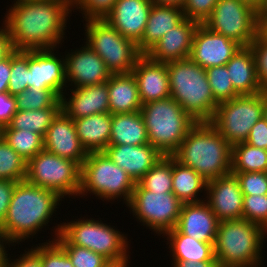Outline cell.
Returning a JSON list of instances; mask_svg holds the SVG:
<instances>
[{
    "label": "cell",
    "mask_w": 267,
    "mask_h": 267,
    "mask_svg": "<svg viewBox=\"0 0 267 267\" xmlns=\"http://www.w3.org/2000/svg\"><path fill=\"white\" fill-rule=\"evenodd\" d=\"M17 182L0 180V226L3 224Z\"/></svg>",
    "instance_id": "obj_50"
},
{
    "label": "cell",
    "mask_w": 267,
    "mask_h": 267,
    "mask_svg": "<svg viewBox=\"0 0 267 267\" xmlns=\"http://www.w3.org/2000/svg\"><path fill=\"white\" fill-rule=\"evenodd\" d=\"M84 40L106 64L112 74L129 73L143 55L136 43L121 35L105 19L81 20L84 23Z\"/></svg>",
    "instance_id": "obj_9"
},
{
    "label": "cell",
    "mask_w": 267,
    "mask_h": 267,
    "mask_svg": "<svg viewBox=\"0 0 267 267\" xmlns=\"http://www.w3.org/2000/svg\"><path fill=\"white\" fill-rule=\"evenodd\" d=\"M10 72L11 53L4 59L0 60V93L8 92Z\"/></svg>",
    "instance_id": "obj_51"
},
{
    "label": "cell",
    "mask_w": 267,
    "mask_h": 267,
    "mask_svg": "<svg viewBox=\"0 0 267 267\" xmlns=\"http://www.w3.org/2000/svg\"><path fill=\"white\" fill-rule=\"evenodd\" d=\"M135 185L132 178L103 151L89 152L81 166V187L78 197L84 199L94 195L106 204L123 201L122 204L127 205Z\"/></svg>",
    "instance_id": "obj_7"
},
{
    "label": "cell",
    "mask_w": 267,
    "mask_h": 267,
    "mask_svg": "<svg viewBox=\"0 0 267 267\" xmlns=\"http://www.w3.org/2000/svg\"><path fill=\"white\" fill-rule=\"evenodd\" d=\"M67 253L74 267H110L112 264L102 255L73 244H59Z\"/></svg>",
    "instance_id": "obj_41"
},
{
    "label": "cell",
    "mask_w": 267,
    "mask_h": 267,
    "mask_svg": "<svg viewBox=\"0 0 267 267\" xmlns=\"http://www.w3.org/2000/svg\"><path fill=\"white\" fill-rule=\"evenodd\" d=\"M61 109L73 120L110 113L108 81L81 88H67L61 96Z\"/></svg>",
    "instance_id": "obj_19"
},
{
    "label": "cell",
    "mask_w": 267,
    "mask_h": 267,
    "mask_svg": "<svg viewBox=\"0 0 267 267\" xmlns=\"http://www.w3.org/2000/svg\"><path fill=\"white\" fill-rule=\"evenodd\" d=\"M80 46L63 52L67 88H81L107 82L112 73L103 59L85 42Z\"/></svg>",
    "instance_id": "obj_15"
},
{
    "label": "cell",
    "mask_w": 267,
    "mask_h": 267,
    "mask_svg": "<svg viewBox=\"0 0 267 267\" xmlns=\"http://www.w3.org/2000/svg\"><path fill=\"white\" fill-rule=\"evenodd\" d=\"M206 189L207 181L199 173L173 157L172 192L182 203L205 200Z\"/></svg>",
    "instance_id": "obj_31"
},
{
    "label": "cell",
    "mask_w": 267,
    "mask_h": 267,
    "mask_svg": "<svg viewBox=\"0 0 267 267\" xmlns=\"http://www.w3.org/2000/svg\"><path fill=\"white\" fill-rule=\"evenodd\" d=\"M267 232L246 219L219 221L214 255L219 267H249L265 263ZM264 261V262H263Z\"/></svg>",
    "instance_id": "obj_6"
},
{
    "label": "cell",
    "mask_w": 267,
    "mask_h": 267,
    "mask_svg": "<svg viewBox=\"0 0 267 267\" xmlns=\"http://www.w3.org/2000/svg\"><path fill=\"white\" fill-rule=\"evenodd\" d=\"M267 121V89L264 90V116Z\"/></svg>",
    "instance_id": "obj_58"
},
{
    "label": "cell",
    "mask_w": 267,
    "mask_h": 267,
    "mask_svg": "<svg viewBox=\"0 0 267 267\" xmlns=\"http://www.w3.org/2000/svg\"><path fill=\"white\" fill-rule=\"evenodd\" d=\"M242 46L224 35L199 24L194 32L190 59L207 69L226 65Z\"/></svg>",
    "instance_id": "obj_16"
},
{
    "label": "cell",
    "mask_w": 267,
    "mask_h": 267,
    "mask_svg": "<svg viewBox=\"0 0 267 267\" xmlns=\"http://www.w3.org/2000/svg\"><path fill=\"white\" fill-rule=\"evenodd\" d=\"M198 25L197 21L184 18L176 27L164 34L146 55L151 60L162 63L189 58L193 35Z\"/></svg>",
    "instance_id": "obj_23"
},
{
    "label": "cell",
    "mask_w": 267,
    "mask_h": 267,
    "mask_svg": "<svg viewBox=\"0 0 267 267\" xmlns=\"http://www.w3.org/2000/svg\"><path fill=\"white\" fill-rule=\"evenodd\" d=\"M148 143V133L140 111L112 115L109 145L137 146Z\"/></svg>",
    "instance_id": "obj_30"
},
{
    "label": "cell",
    "mask_w": 267,
    "mask_h": 267,
    "mask_svg": "<svg viewBox=\"0 0 267 267\" xmlns=\"http://www.w3.org/2000/svg\"><path fill=\"white\" fill-rule=\"evenodd\" d=\"M10 253L8 254L5 267H42L40 256L31 247L30 249L29 247L26 248L20 255H10Z\"/></svg>",
    "instance_id": "obj_47"
},
{
    "label": "cell",
    "mask_w": 267,
    "mask_h": 267,
    "mask_svg": "<svg viewBox=\"0 0 267 267\" xmlns=\"http://www.w3.org/2000/svg\"><path fill=\"white\" fill-rule=\"evenodd\" d=\"M183 203L171 193L143 189L136 183L130 202L125 206L134 219L151 233L161 237L176 227ZM156 233V234H155Z\"/></svg>",
    "instance_id": "obj_12"
},
{
    "label": "cell",
    "mask_w": 267,
    "mask_h": 267,
    "mask_svg": "<svg viewBox=\"0 0 267 267\" xmlns=\"http://www.w3.org/2000/svg\"><path fill=\"white\" fill-rule=\"evenodd\" d=\"M219 220L205 200L183 203L176 229L205 243H215Z\"/></svg>",
    "instance_id": "obj_24"
},
{
    "label": "cell",
    "mask_w": 267,
    "mask_h": 267,
    "mask_svg": "<svg viewBox=\"0 0 267 267\" xmlns=\"http://www.w3.org/2000/svg\"><path fill=\"white\" fill-rule=\"evenodd\" d=\"M253 52L256 67V76L263 90L267 89V43L257 36L249 46Z\"/></svg>",
    "instance_id": "obj_46"
},
{
    "label": "cell",
    "mask_w": 267,
    "mask_h": 267,
    "mask_svg": "<svg viewBox=\"0 0 267 267\" xmlns=\"http://www.w3.org/2000/svg\"><path fill=\"white\" fill-rule=\"evenodd\" d=\"M153 0H117L104 18L121 35L138 44L144 35Z\"/></svg>",
    "instance_id": "obj_20"
},
{
    "label": "cell",
    "mask_w": 267,
    "mask_h": 267,
    "mask_svg": "<svg viewBox=\"0 0 267 267\" xmlns=\"http://www.w3.org/2000/svg\"><path fill=\"white\" fill-rule=\"evenodd\" d=\"M249 267H264V264H262V265H253V266H249Z\"/></svg>",
    "instance_id": "obj_61"
},
{
    "label": "cell",
    "mask_w": 267,
    "mask_h": 267,
    "mask_svg": "<svg viewBox=\"0 0 267 267\" xmlns=\"http://www.w3.org/2000/svg\"><path fill=\"white\" fill-rule=\"evenodd\" d=\"M234 89L240 95H254L264 91L256 76L255 59L249 46L241 47L226 63Z\"/></svg>",
    "instance_id": "obj_28"
},
{
    "label": "cell",
    "mask_w": 267,
    "mask_h": 267,
    "mask_svg": "<svg viewBox=\"0 0 267 267\" xmlns=\"http://www.w3.org/2000/svg\"><path fill=\"white\" fill-rule=\"evenodd\" d=\"M236 176L243 195H266L267 172L232 173Z\"/></svg>",
    "instance_id": "obj_44"
},
{
    "label": "cell",
    "mask_w": 267,
    "mask_h": 267,
    "mask_svg": "<svg viewBox=\"0 0 267 267\" xmlns=\"http://www.w3.org/2000/svg\"><path fill=\"white\" fill-rule=\"evenodd\" d=\"M162 238L167 242L168 251L172 260L217 261L214 255V244L195 240L193 237L182 234L176 228L167 231Z\"/></svg>",
    "instance_id": "obj_29"
},
{
    "label": "cell",
    "mask_w": 267,
    "mask_h": 267,
    "mask_svg": "<svg viewBox=\"0 0 267 267\" xmlns=\"http://www.w3.org/2000/svg\"><path fill=\"white\" fill-rule=\"evenodd\" d=\"M267 172V150L241 142L231 146V173Z\"/></svg>",
    "instance_id": "obj_32"
},
{
    "label": "cell",
    "mask_w": 267,
    "mask_h": 267,
    "mask_svg": "<svg viewBox=\"0 0 267 267\" xmlns=\"http://www.w3.org/2000/svg\"><path fill=\"white\" fill-rule=\"evenodd\" d=\"M11 3L2 20L8 28L13 49L63 47L73 14L71 0H13Z\"/></svg>",
    "instance_id": "obj_1"
},
{
    "label": "cell",
    "mask_w": 267,
    "mask_h": 267,
    "mask_svg": "<svg viewBox=\"0 0 267 267\" xmlns=\"http://www.w3.org/2000/svg\"><path fill=\"white\" fill-rule=\"evenodd\" d=\"M10 245L13 247V244L8 240L5 233L0 229V267H5L6 265L9 248L11 247Z\"/></svg>",
    "instance_id": "obj_54"
},
{
    "label": "cell",
    "mask_w": 267,
    "mask_h": 267,
    "mask_svg": "<svg viewBox=\"0 0 267 267\" xmlns=\"http://www.w3.org/2000/svg\"><path fill=\"white\" fill-rule=\"evenodd\" d=\"M130 264H112L110 267H130Z\"/></svg>",
    "instance_id": "obj_60"
},
{
    "label": "cell",
    "mask_w": 267,
    "mask_h": 267,
    "mask_svg": "<svg viewBox=\"0 0 267 267\" xmlns=\"http://www.w3.org/2000/svg\"><path fill=\"white\" fill-rule=\"evenodd\" d=\"M11 75L9 78L8 93L12 96L22 93L28 89L29 68L28 51L11 52Z\"/></svg>",
    "instance_id": "obj_39"
},
{
    "label": "cell",
    "mask_w": 267,
    "mask_h": 267,
    "mask_svg": "<svg viewBox=\"0 0 267 267\" xmlns=\"http://www.w3.org/2000/svg\"><path fill=\"white\" fill-rule=\"evenodd\" d=\"M264 116V91L219 103L210 124L231 145L246 142L252 126Z\"/></svg>",
    "instance_id": "obj_11"
},
{
    "label": "cell",
    "mask_w": 267,
    "mask_h": 267,
    "mask_svg": "<svg viewBox=\"0 0 267 267\" xmlns=\"http://www.w3.org/2000/svg\"><path fill=\"white\" fill-rule=\"evenodd\" d=\"M203 25L242 47L250 46L256 37V7L244 0H218Z\"/></svg>",
    "instance_id": "obj_13"
},
{
    "label": "cell",
    "mask_w": 267,
    "mask_h": 267,
    "mask_svg": "<svg viewBox=\"0 0 267 267\" xmlns=\"http://www.w3.org/2000/svg\"><path fill=\"white\" fill-rule=\"evenodd\" d=\"M13 50L8 28L3 22L0 26V60L7 57Z\"/></svg>",
    "instance_id": "obj_52"
},
{
    "label": "cell",
    "mask_w": 267,
    "mask_h": 267,
    "mask_svg": "<svg viewBox=\"0 0 267 267\" xmlns=\"http://www.w3.org/2000/svg\"><path fill=\"white\" fill-rule=\"evenodd\" d=\"M244 195L232 173L207 182L205 201L219 221L241 219Z\"/></svg>",
    "instance_id": "obj_18"
},
{
    "label": "cell",
    "mask_w": 267,
    "mask_h": 267,
    "mask_svg": "<svg viewBox=\"0 0 267 267\" xmlns=\"http://www.w3.org/2000/svg\"><path fill=\"white\" fill-rule=\"evenodd\" d=\"M184 18L182 8L153 3L144 35L137 44L138 50L146 54L164 34L176 27Z\"/></svg>",
    "instance_id": "obj_25"
},
{
    "label": "cell",
    "mask_w": 267,
    "mask_h": 267,
    "mask_svg": "<svg viewBox=\"0 0 267 267\" xmlns=\"http://www.w3.org/2000/svg\"><path fill=\"white\" fill-rule=\"evenodd\" d=\"M82 146L89 152H101L109 146L112 115L100 113L73 120Z\"/></svg>",
    "instance_id": "obj_27"
},
{
    "label": "cell",
    "mask_w": 267,
    "mask_h": 267,
    "mask_svg": "<svg viewBox=\"0 0 267 267\" xmlns=\"http://www.w3.org/2000/svg\"><path fill=\"white\" fill-rule=\"evenodd\" d=\"M65 201L56 192L33 185L26 180L17 182L12 193L8 212L0 229L15 246L31 241L48 226L54 214ZM59 206V207H58ZM51 221V222H50ZM44 228V229H43ZM43 229V230H42Z\"/></svg>",
    "instance_id": "obj_2"
},
{
    "label": "cell",
    "mask_w": 267,
    "mask_h": 267,
    "mask_svg": "<svg viewBox=\"0 0 267 267\" xmlns=\"http://www.w3.org/2000/svg\"><path fill=\"white\" fill-rule=\"evenodd\" d=\"M59 51V47L28 50V88L51 89L60 97L63 95L67 89L65 57Z\"/></svg>",
    "instance_id": "obj_14"
},
{
    "label": "cell",
    "mask_w": 267,
    "mask_h": 267,
    "mask_svg": "<svg viewBox=\"0 0 267 267\" xmlns=\"http://www.w3.org/2000/svg\"><path fill=\"white\" fill-rule=\"evenodd\" d=\"M31 248L40 256L42 267H74L65 250L55 241L38 242Z\"/></svg>",
    "instance_id": "obj_40"
},
{
    "label": "cell",
    "mask_w": 267,
    "mask_h": 267,
    "mask_svg": "<svg viewBox=\"0 0 267 267\" xmlns=\"http://www.w3.org/2000/svg\"><path fill=\"white\" fill-rule=\"evenodd\" d=\"M242 218L256 223L267 232V194L244 195Z\"/></svg>",
    "instance_id": "obj_43"
},
{
    "label": "cell",
    "mask_w": 267,
    "mask_h": 267,
    "mask_svg": "<svg viewBox=\"0 0 267 267\" xmlns=\"http://www.w3.org/2000/svg\"><path fill=\"white\" fill-rule=\"evenodd\" d=\"M25 180L56 192L63 199L67 200V197L78 199L81 187V166L75 161L43 150L27 162Z\"/></svg>",
    "instance_id": "obj_10"
},
{
    "label": "cell",
    "mask_w": 267,
    "mask_h": 267,
    "mask_svg": "<svg viewBox=\"0 0 267 267\" xmlns=\"http://www.w3.org/2000/svg\"><path fill=\"white\" fill-rule=\"evenodd\" d=\"M17 111L15 96L8 92L0 93V126H7Z\"/></svg>",
    "instance_id": "obj_49"
},
{
    "label": "cell",
    "mask_w": 267,
    "mask_h": 267,
    "mask_svg": "<svg viewBox=\"0 0 267 267\" xmlns=\"http://www.w3.org/2000/svg\"><path fill=\"white\" fill-rule=\"evenodd\" d=\"M108 94L111 115L141 110L138 86L132 72L112 74L108 80Z\"/></svg>",
    "instance_id": "obj_26"
},
{
    "label": "cell",
    "mask_w": 267,
    "mask_h": 267,
    "mask_svg": "<svg viewBox=\"0 0 267 267\" xmlns=\"http://www.w3.org/2000/svg\"><path fill=\"white\" fill-rule=\"evenodd\" d=\"M17 110H38L61 107V97L51 89L28 88L15 96Z\"/></svg>",
    "instance_id": "obj_37"
},
{
    "label": "cell",
    "mask_w": 267,
    "mask_h": 267,
    "mask_svg": "<svg viewBox=\"0 0 267 267\" xmlns=\"http://www.w3.org/2000/svg\"><path fill=\"white\" fill-rule=\"evenodd\" d=\"M206 76L214 99L218 103L229 101L240 94L234 89L226 65L206 69Z\"/></svg>",
    "instance_id": "obj_38"
},
{
    "label": "cell",
    "mask_w": 267,
    "mask_h": 267,
    "mask_svg": "<svg viewBox=\"0 0 267 267\" xmlns=\"http://www.w3.org/2000/svg\"><path fill=\"white\" fill-rule=\"evenodd\" d=\"M246 143L267 150V121L264 117L252 126Z\"/></svg>",
    "instance_id": "obj_48"
},
{
    "label": "cell",
    "mask_w": 267,
    "mask_h": 267,
    "mask_svg": "<svg viewBox=\"0 0 267 267\" xmlns=\"http://www.w3.org/2000/svg\"><path fill=\"white\" fill-rule=\"evenodd\" d=\"M171 97L196 123H210L218 102L214 99L206 69L190 58L167 62Z\"/></svg>",
    "instance_id": "obj_5"
},
{
    "label": "cell",
    "mask_w": 267,
    "mask_h": 267,
    "mask_svg": "<svg viewBox=\"0 0 267 267\" xmlns=\"http://www.w3.org/2000/svg\"><path fill=\"white\" fill-rule=\"evenodd\" d=\"M1 136L27 162L44 150V139L29 130L1 129Z\"/></svg>",
    "instance_id": "obj_34"
},
{
    "label": "cell",
    "mask_w": 267,
    "mask_h": 267,
    "mask_svg": "<svg viewBox=\"0 0 267 267\" xmlns=\"http://www.w3.org/2000/svg\"><path fill=\"white\" fill-rule=\"evenodd\" d=\"M140 112L149 143L163 156H172L196 124L172 97L143 104Z\"/></svg>",
    "instance_id": "obj_8"
},
{
    "label": "cell",
    "mask_w": 267,
    "mask_h": 267,
    "mask_svg": "<svg viewBox=\"0 0 267 267\" xmlns=\"http://www.w3.org/2000/svg\"><path fill=\"white\" fill-rule=\"evenodd\" d=\"M173 156H163L137 183L145 190L172 192Z\"/></svg>",
    "instance_id": "obj_35"
},
{
    "label": "cell",
    "mask_w": 267,
    "mask_h": 267,
    "mask_svg": "<svg viewBox=\"0 0 267 267\" xmlns=\"http://www.w3.org/2000/svg\"><path fill=\"white\" fill-rule=\"evenodd\" d=\"M137 183L163 155L150 143L145 145H109L103 151Z\"/></svg>",
    "instance_id": "obj_22"
},
{
    "label": "cell",
    "mask_w": 267,
    "mask_h": 267,
    "mask_svg": "<svg viewBox=\"0 0 267 267\" xmlns=\"http://www.w3.org/2000/svg\"><path fill=\"white\" fill-rule=\"evenodd\" d=\"M143 104L171 97L167 63L155 62L143 54L131 71Z\"/></svg>",
    "instance_id": "obj_21"
},
{
    "label": "cell",
    "mask_w": 267,
    "mask_h": 267,
    "mask_svg": "<svg viewBox=\"0 0 267 267\" xmlns=\"http://www.w3.org/2000/svg\"><path fill=\"white\" fill-rule=\"evenodd\" d=\"M27 174V161L24 160L4 138L0 137V180L24 181Z\"/></svg>",
    "instance_id": "obj_36"
},
{
    "label": "cell",
    "mask_w": 267,
    "mask_h": 267,
    "mask_svg": "<svg viewBox=\"0 0 267 267\" xmlns=\"http://www.w3.org/2000/svg\"><path fill=\"white\" fill-rule=\"evenodd\" d=\"M257 15H267V0H262L256 8Z\"/></svg>",
    "instance_id": "obj_57"
},
{
    "label": "cell",
    "mask_w": 267,
    "mask_h": 267,
    "mask_svg": "<svg viewBox=\"0 0 267 267\" xmlns=\"http://www.w3.org/2000/svg\"><path fill=\"white\" fill-rule=\"evenodd\" d=\"M186 0H153V3L158 5L176 6L183 8Z\"/></svg>",
    "instance_id": "obj_56"
},
{
    "label": "cell",
    "mask_w": 267,
    "mask_h": 267,
    "mask_svg": "<svg viewBox=\"0 0 267 267\" xmlns=\"http://www.w3.org/2000/svg\"><path fill=\"white\" fill-rule=\"evenodd\" d=\"M172 156L207 182L231 173V145L210 123H196Z\"/></svg>",
    "instance_id": "obj_4"
},
{
    "label": "cell",
    "mask_w": 267,
    "mask_h": 267,
    "mask_svg": "<svg viewBox=\"0 0 267 267\" xmlns=\"http://www.w3.org/2000/svg\"><path fill=\"white\" fill-rule=\"evenodd\" d=\"M60 110L61 107H50L27 111L17 110L10 123L2 129L29 130L40 134L44 138L53 118Z\"/></svg>",
    "instance_id": "obj_33"
},
{
    "label": "cell",
    "mask_w": 267,
    "mask_h": 267,
    "mask_svg": "<svg viewBox=\"0 0 267 267\" xmlns=\"http://www.w3.org/2000/svg\"><path fill=\"white\" fill-rule=\"evenodd\" d=\"M244 1L250 3L251 5L257 8V6L261 3L262 0H244Z\"/></svg>",
    "instance_id": "obj_59"
},
{
    "label": "cell",
    "mask_w": 267,
    "mask_h": 267,
    "mask_svg": "<svg viewBox=\"0 0 267 267\" xmlns=\"http://www.w3.org/2000/svg\"><path fill=\"white\" fill-rule=\"evenodd\" d=\"M117 0H71V11L87 19H104L114 8ZM77 10V11H75Z\"/></svg>",
    "instance_id": "obj_42"
},
{
    "label": "cell",
    "mask_w": 267,
    "mask_h": 267,
    "mask_svg": "<svg viewBox=\"0 0 267 267\" xmlns=\"http://www.w3.org/2000/svg\"><path fill=\"white\" fill-rule=\"evenodd\" d=\"M72 220L64 219L62 223L55 224L51 229L50 241L58 244H73L84 247L102 255L111 264H129L130 239L126 233H122L113 225L104 223L101 218H82ZM98 219V220H97ZM66 220V222H65ZM54 228V230H53ZM53 231V232H52ZM129 239V240H128Z\"/></svg>",
    "instance_id": "obj_3"
},
{
    "label": "cell",
    "mask_w": 267,
    "mask_h": 267,
    "mask_svg": "<svg viewBox=\"0 0 267 267\" xmlns=\"http://www.w3.org/2000/svg\"><path fill=\"white\" fill-rule=\"evenodd\" d=\"M218 0H186L182 10L184 17L203 24L212 14Z\"/></svg>",
    "instance_id": "obj_45"
},
{
    "label": "cell",
    "mask_w": 267,
    "mask_h": 267,
    "mask_svg": "<svg viewBox=\"0 0 267 267\" xmlns=\"http://www.w3.org/2000/svg\"><path fill=\"white\" fill-rule=\"evenodd\" d=\"M256 36L267 43V15H257Z\"/></svg>",
    "instance_id": "obj_55"
},
{
    "label": "cell",
    "mask_w": 267,
    "mask_h": 267,
    "mask_svg": "<svg viewBox=\"0 0 267 267\" xmlns=\"http://www.w3.org/2000/svg\"><path fill=\"white\" fill-rule=\"evenodd\" d=\"M171 267H219L218 261L171 260Z\"/></svg>",
    "instance_id": "obj_53"
},
{
    "label": "cell",
    "mask_w": 267,
    "mask_h": 267,
    "mask_svg": "<svg viewBox=\"0 0 267 267\" xmlns=\"http://www.w3.org/2000/svg\"><path fill=\"white\" fill-rule=\"evenodd\" d=\"M43 139L45 151L75 161L80 166L88 155L77 136L73 119L62 109L53 118Z\"/></svg>",
    "instance_id": "obj_17"
}]
</instances>
